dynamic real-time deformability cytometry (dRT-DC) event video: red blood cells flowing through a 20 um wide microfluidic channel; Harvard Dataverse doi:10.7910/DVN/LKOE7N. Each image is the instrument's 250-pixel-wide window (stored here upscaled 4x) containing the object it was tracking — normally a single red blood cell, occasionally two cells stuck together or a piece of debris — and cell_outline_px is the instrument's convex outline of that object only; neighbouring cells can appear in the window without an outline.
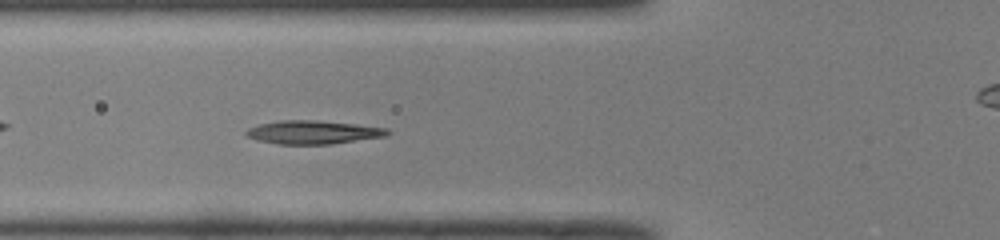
{"species": "common noctule bat (a hibernating species)", "species_latin": "Nyctalus noctula", "temperature_condition": "room temperature", "stored_images_in_passage": 40, "camera_frame_rate_fps": 3000, "um_per_image_px": 0.085, "animal": {"sex": "male", "body_mass_g": 19.0, "forearm_length_mm": 50.8}, "frame": {"image": 1, "passage_image": 7, "time_ms": 2.0, "image_size_px": [1000, 240], "cell_outline_px": [[392, 132], [388, 136], [332, 144], [276, 144], [256, 140], [244, 136], [244, 132], [248, 128], [260, 124], [280, 120], [316, 120], [356, 124], [388, 128]], "centroid_in_image_um": [26.62, 11.24], "position_along_channel_um": 99.2, "area_um2": 19.59}}
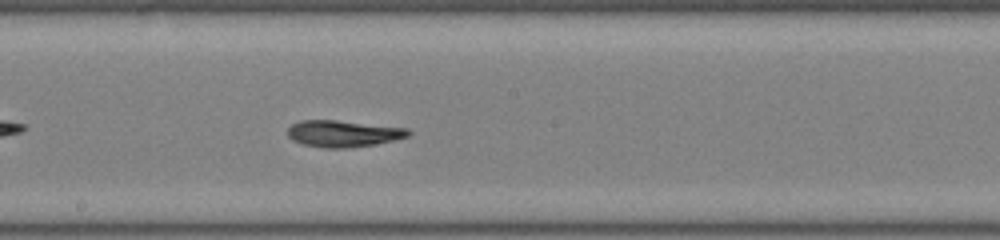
{"frame": {"image": 2, "passage_image": 16, "time_ms": 5.0, "image_size_px": [1000, 240], "cell_outline_px": [[412, 132], [408, 136], [376, 144], [348, 148], [324, 148], [304, 144], [292, 140], [288, 136], [288, 128], [292, 124], [300, 120], [336, 120], [408, 128]], "centroid_in_image_um": [29.16, 11.35], "position_along_channel_um": 219.0, "area_um2": 18.67}}
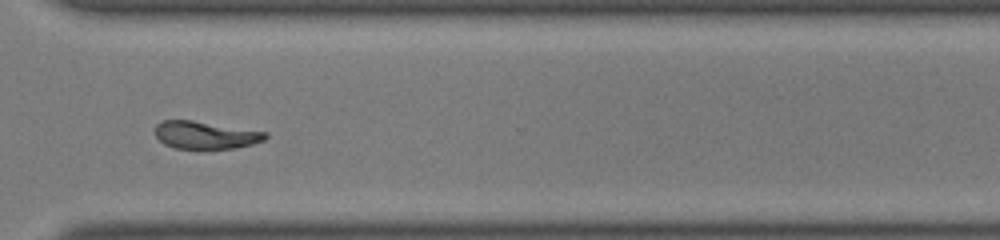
{"frame": {"image": 3, "passage_image": 26, "time_ms": 8.333, "image_size_px": [1000, 240], "cell_outline_px": [[268, 136], [264, 140], [252, 144], [236, 148], [204, 152], [200, 152], [176, 148], [164, 144], [156, 136], [156, 124], [164, 120], [192, 120], [268, 132]], "centroid_in_image_um": [17.48, 11.53], "position_along_channel_um": 353.1, "area_um2": 18.5}, "authors_computed_cell_mechanics": {"area_um2": 18.6983, "velocity_mm_per_s": 4.0019, "shape_relaxation_time_tau1_ms": 7.8413, "shape_relaxation_time_tau2_ms": null, "deformation_change_tau1": 0.2246, "deformation_change_tau2": null}}